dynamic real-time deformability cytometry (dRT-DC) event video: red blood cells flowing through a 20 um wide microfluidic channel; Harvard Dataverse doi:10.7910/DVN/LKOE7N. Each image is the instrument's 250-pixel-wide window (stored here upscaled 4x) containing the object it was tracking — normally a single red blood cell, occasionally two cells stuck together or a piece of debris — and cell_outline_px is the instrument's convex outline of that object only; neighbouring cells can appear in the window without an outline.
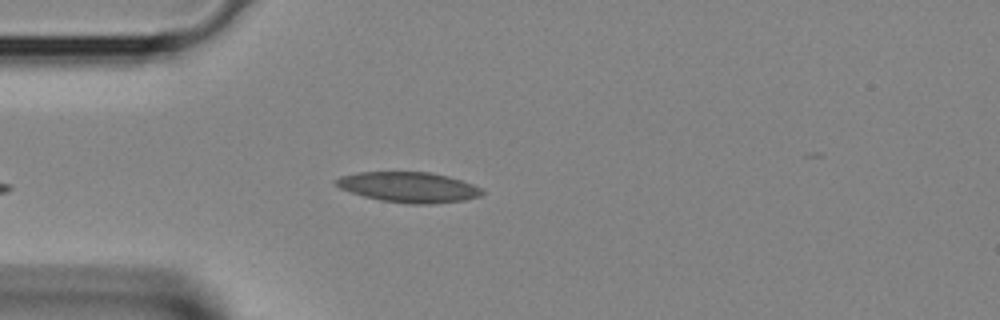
{"species": "Egyptian fruit bat (a non-hibernating species)", "species_latin": "Rousettus aegyptiacus", "temperature_condition": "room temperature", "stored_images_in_passage": 22, "camera_frame_rate_fps": 3000, "um_per_image_px": 0.085, "animal": {"sex": "female"}, "frame": {"image": 1, "passage_image": 1, "time_ms": 0.0, "image_size_px": [1000, 320], "cell_outline_px": [[484, 192], [480, 196], [464, 200], [424, 204], [412, 204], [380, 200], [364, 196], [340, 188], [332, 180], [340, 176], [360, 172], [432, 172], [448, 176], [472, 184], [480, 188]], "centroid_in_image_um": [34.72, 15.9], "position_along_channel_um": 50.3, "area_um2": 25.61}}
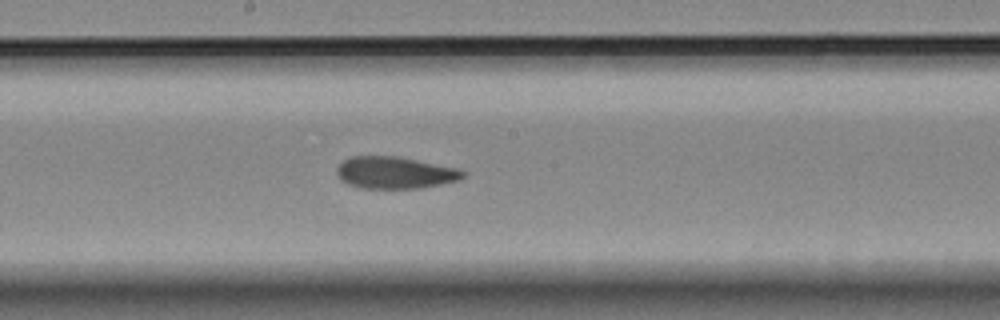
{"frame": {"image": 2, "passage_image": 11, "time_ms": 3.333, "image_size_px": [1000, 320], "cell_outline_px": [[468, 172], [460, 180], [420, 188], [364, 188], [348, 184], [340, 180], [336, 176], [336, 168], [344, 160], [352, 156], [396, 156], [456, 168]], "centroid_in_image_um": [33.55, 14.68], "position_along_channel_um": 214.7, "area_um2": 23.41}}
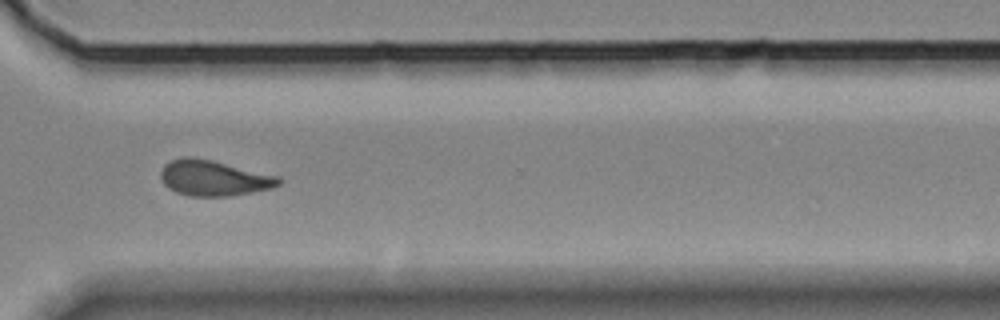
{"frame": {"image": 3, "passage_image": 19, "time_ms": 6.0, "image_size_px": [1000, 320], "cell_outline_px": [[284, 180], [280, 184], [272, 188], [228, 196], [188, 196], [176, 192], [168, 188], [160, 180], [160, 172], [164, 164], [172, 160], [184, 156], [188, 156], [212, 160], [280, 176]], "centroid_in_image_um": [18.16, 15.13], "position_along_channel_um": 352.4, "area_um2": 24.62}}